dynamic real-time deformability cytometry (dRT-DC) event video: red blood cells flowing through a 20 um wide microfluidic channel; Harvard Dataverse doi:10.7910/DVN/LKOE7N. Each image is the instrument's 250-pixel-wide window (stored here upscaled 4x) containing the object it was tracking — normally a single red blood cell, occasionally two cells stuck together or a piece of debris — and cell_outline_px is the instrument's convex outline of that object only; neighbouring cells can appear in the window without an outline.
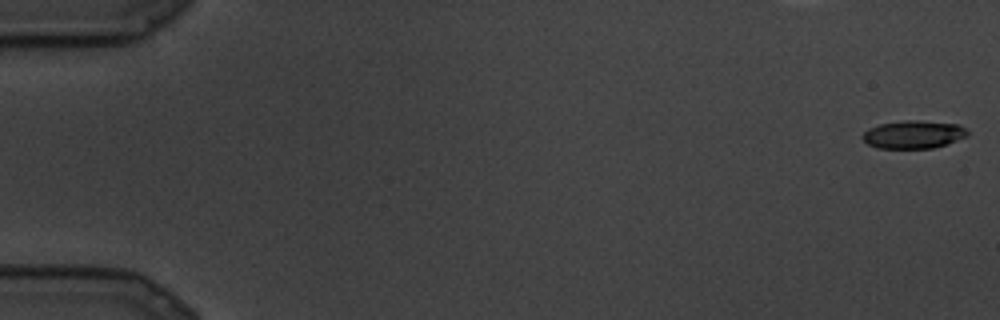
{"species": "common noctule bat (a hibernating species)", "species_latin": "Nyctalus noctula", "temperature_condition": "cold", "stored_images_in_passage": 9, "camera_frame_rate_fps": 3000, "um_per_image_px": 0.085, "animal": {"sex": "male", "body_mass_g": 19.5, "forearm_length_mm": 54.6}, "frame": {"image": 1, "passage_image": 1, "time_ms": 0.0, "image_size_px": [1000, 320], "cell_outline_px": [[968, 136], [948, 144], [932, 148], [876, 148], [868, 144], [860, 136], [868, 128], [880, 124], [904, 120], [916, 120], [960, 124], [968, 132]], "centroid_in_image_um": [77.64, 11.43], "position_along_channel_um": 7.4, "area_um2": 17.22}}